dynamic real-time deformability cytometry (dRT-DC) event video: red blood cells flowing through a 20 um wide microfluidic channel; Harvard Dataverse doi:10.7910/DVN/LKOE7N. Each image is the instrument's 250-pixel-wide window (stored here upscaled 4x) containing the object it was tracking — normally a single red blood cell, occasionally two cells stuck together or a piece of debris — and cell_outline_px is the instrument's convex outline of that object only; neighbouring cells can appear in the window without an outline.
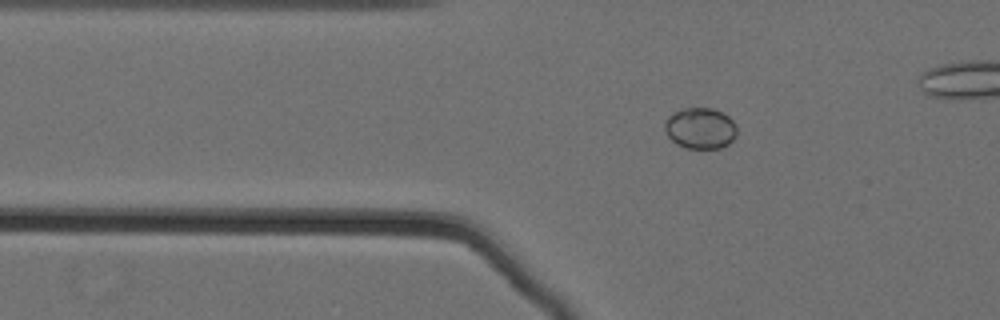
{"species": "Egyptian fruit bat (a non-hibernating species)", "species_latin": "Rousettus aegyptiacus", "temperature_condition": "cold", "stored_images_in_passage": 52, "camera_frame_rate_fps": 3000, "um_per_image_px": 0.085, "animal": {"sex": "female"}, "frame": {"image": 1, "passage_image": 14, "time_ms": 4.333, "image_size_px": [1000, 320], "cell_outline_px": [[736, 136], [728, 144], [720, 148], [688, 148], [676, 144], [668, 136], [664, 128], [664, 124], [668, 116], [684, 108], [712, 108], [728, 116], [736, 124]], "centroid_in_image_um": [59.53, 10.9], "position_along_channel_um": 66.3, "area_um2": 17.17}}
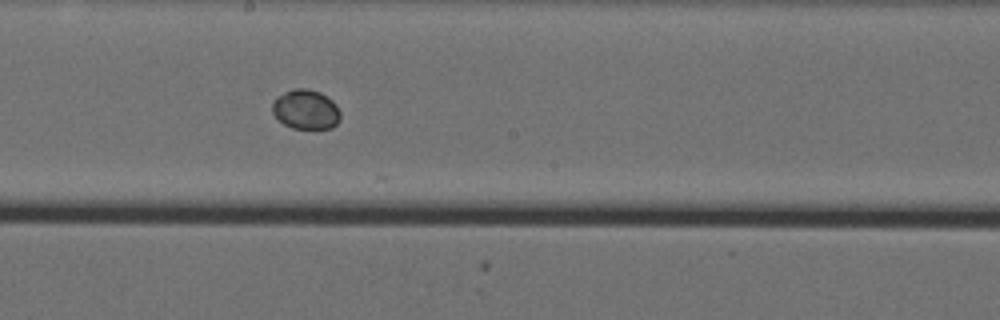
{"frame": {"image": 2, "passage_image": 28, "time_ms": 9.0, "image_size_px": [1000, 320], "cell_outline_px": [[340, 120], [332, 128], [292, 128], [284, 124], [272, 112], [272, 104], [276, 96], [292, 88], [308, 88], [320, 92], [332, 100], [336, 104], [340, 112]], "centroid_in_image_um": [25.99, 9.28], "position_along_channel_um": 222.2, "area_um2": 15.78}}
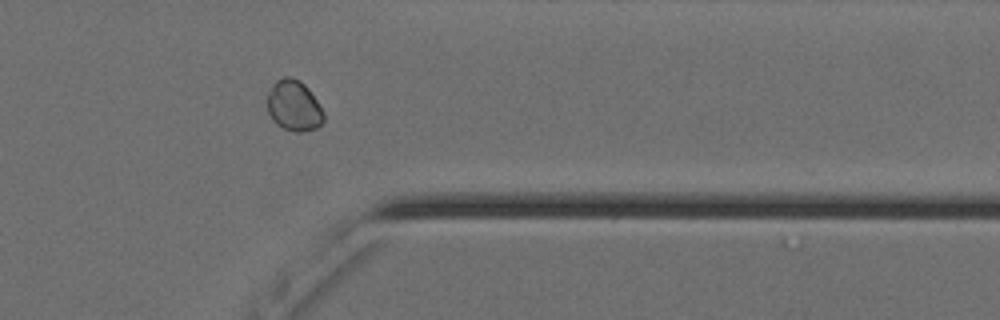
{"frame": {"image": 3, "passage_image": 42, "time_ms": 13.667, "image_size_px": [1000, 320], "cell_outline_px": [[324, 120], [316, 128], [300, 132], [292, 132], [276, 124], [272, 120], [268, 112], [268, 92], [272, 84], [276, 80], [284, 76], [288, 76], [300, 80], [308, 88], [324, 112]], "centroid_in_image_um": [24.97, 8.98], "position_along_channel_um": 386.4, "area_um2": 16.7}}